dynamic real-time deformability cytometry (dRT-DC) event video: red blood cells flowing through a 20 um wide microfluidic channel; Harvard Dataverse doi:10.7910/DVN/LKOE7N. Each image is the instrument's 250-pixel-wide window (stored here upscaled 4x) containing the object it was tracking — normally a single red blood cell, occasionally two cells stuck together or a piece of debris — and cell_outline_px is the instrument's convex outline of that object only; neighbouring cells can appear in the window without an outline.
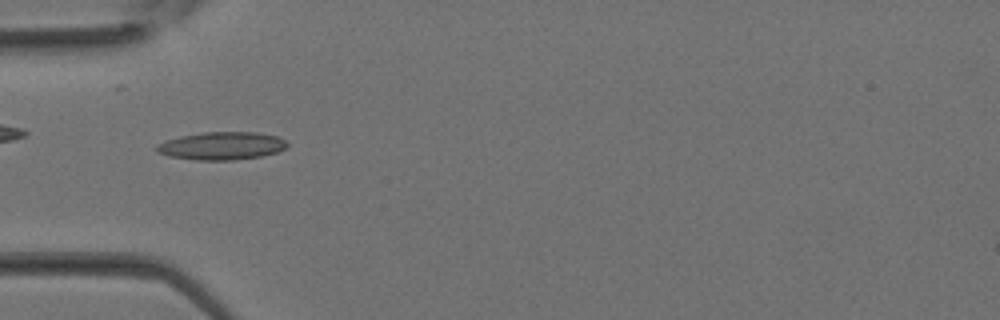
{"species": "Egyptian fruit bat (a non-hibernating species)", "species_latin": "Rousettus aegyptiacus", "temperature_condition": "room temperature", "stored_images_in_passage": 34, "camera_frame_rate_fps": 3000, "um_per_image_px": 0.085, "animal": {"sex": "female"}, "frame": {"image": 1, "passage_image": 9, "time_ms": 2.667, "image_size_px": [1000, 320], "cell_outline_px": [[288, 144], [284, 148], [276, 152], [260, 156], [232, 160], [196, 160], [172, 156], [160, 152], [156, 148], [156, 144], [180, 136], [204, 132], [256, 132], [276, 136], [284, 140]], "centroid_in_image_um": [18.85, 12.39], "position_along_channel_um": 66.1, "area_um2": 20.81}}
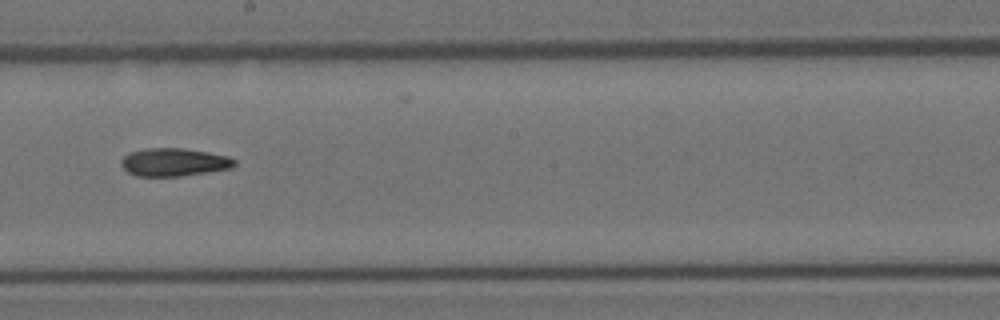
{"frame": {"image": 2, "passage_image": 18, "time_ms": 5.667, "image_size_px": [1000, 320], "cell_outline_px": [[236, 164], [232, 168], [208, 172], [180, 176], [136, 176], [128, 172], [120, 164], [120, 160], [124, 156], [132, 152], [148, 148], [184, 148], [208, 152], [228, 156], [236, 160]], "centroid_in_image_um": [14.81, 13.79], "position_along_channel_um": 233.4, "area_um2": 18.5}}
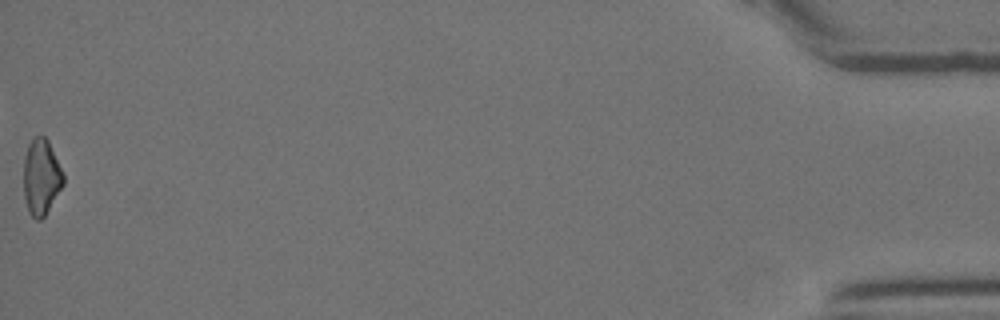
{"frame": {"image": 3, "passage_image": 34, "time_ms": 11.0, "image_size_px": [1000, 320], "cell_outline_px": [[64, 184], [44, 216], [40, 220], [36, 220], [28, 212], [24, 200], [24, 156], [28, 144], [36, 136], [44, 136], [48, 140], [64, 172]], "centroid_in_image_um": [3.51, 15.05], "position_along_channel_um": 431.7, "area_um2": 17.69}}